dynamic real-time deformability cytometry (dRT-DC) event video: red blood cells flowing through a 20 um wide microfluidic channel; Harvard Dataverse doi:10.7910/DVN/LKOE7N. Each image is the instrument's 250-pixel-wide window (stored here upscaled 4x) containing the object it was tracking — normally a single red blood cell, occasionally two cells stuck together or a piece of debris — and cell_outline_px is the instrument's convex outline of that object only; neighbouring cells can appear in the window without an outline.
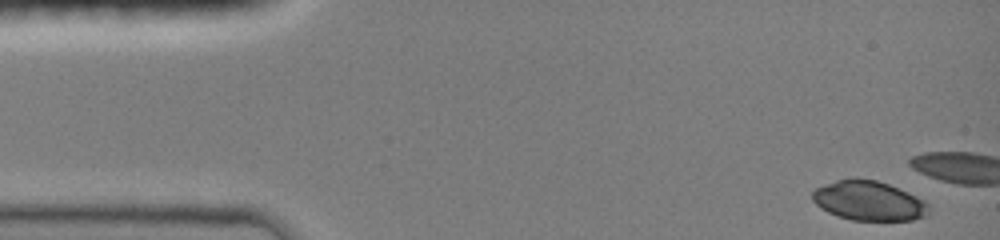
{"species": "common noctule bat (a hibernating species)", "species_latin": "Nyctalus noctula", "temperature_condition": "room temperature", "stored_images_in_passage": 4, "camera_frame_rate_fps": 3000, "um_per_image_px": 0.085, "animal": {"sex": "female", "body_mass_g": 19.0, "forearm_length_mm": 51.5}, "frame": {"image": 1, "passage_image": 1, "time_ms": 0.0, "image_size_px": [1000, 240], "cell_outline_px": [[928, 216], [912, 220], [852, 220], [828, 212], [820, 208], [812, 200], [812, 192], [816, 188], [824, 184], [836, 180], [856, 176], [876, 180], [888, 184], [908, 192], [924, 200], [928, 204]], "centroid_in_image_um": [73.83, 17.04], "position_along_channel_um": 11.2, "area_um2": 27.05}}